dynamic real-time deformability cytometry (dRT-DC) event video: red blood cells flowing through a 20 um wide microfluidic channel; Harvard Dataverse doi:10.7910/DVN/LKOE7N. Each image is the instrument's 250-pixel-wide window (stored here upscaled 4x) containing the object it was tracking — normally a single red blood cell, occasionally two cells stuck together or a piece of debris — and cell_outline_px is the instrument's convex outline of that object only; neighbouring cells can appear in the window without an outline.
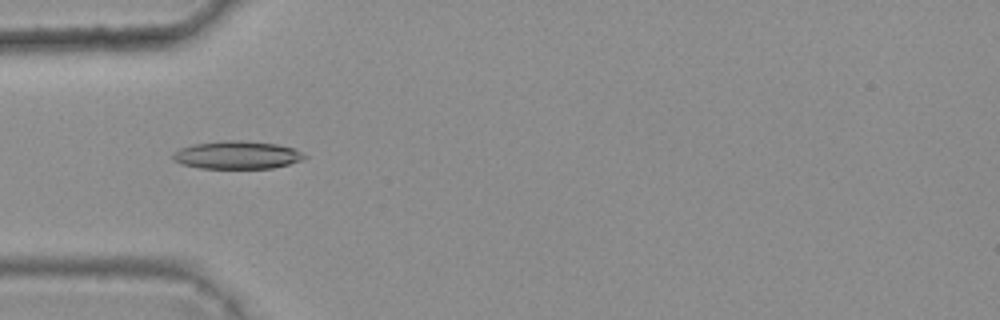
{"species": "common noctule bat (a hibernating species)", "species_latin": "Nyctalus noctula", "temperature_condition": "warm", "stored_images_in_passage": 6, "camera_frame_rate_fps": 3000, "um_per_image_px": 0.085, "animal": {"sex": "female", "body_mass_g": 25.1}, "frame": {"image": 1, "passage_image": 5, "time_ms": 1.333, "image_size_px": [1000, 320], "cell_outline_px": [[308, 156], [300, 160], [288, 164], [272, 168], [200, 168], [180, 164], [172, 160], [172, 156], [180, 148], [192, 144], [220, 140], [240, 140], [276, 144], [292, 148]], "centroid_in_image_um": [20.09, 13.17], "position_along_channel_um": 64.9, "area_um2": 21.33}}
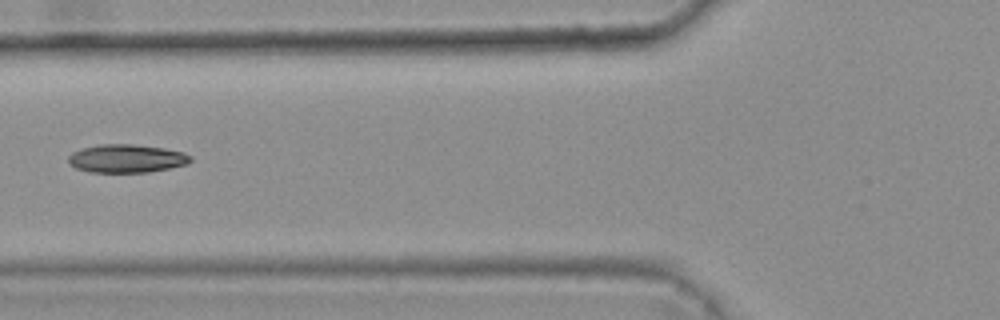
{"frame": {"image": 2, "passage_image": 6, "time_ms": 1.667, "image_size_px": [1000, 320], "cell_outline_px": [[192, 160], [188, 164], [148, 172], [88, 172], [76, 168], [68, 160], [68, 156], [72, 152], [84, 148], [100, 144], [132, 144], [164, 148], [184, 152], [192, 156]], "centroid_in_image_um": [10.78, 13.47], "position_along_channel_um": 115.0, "area_um2": 20.06}}